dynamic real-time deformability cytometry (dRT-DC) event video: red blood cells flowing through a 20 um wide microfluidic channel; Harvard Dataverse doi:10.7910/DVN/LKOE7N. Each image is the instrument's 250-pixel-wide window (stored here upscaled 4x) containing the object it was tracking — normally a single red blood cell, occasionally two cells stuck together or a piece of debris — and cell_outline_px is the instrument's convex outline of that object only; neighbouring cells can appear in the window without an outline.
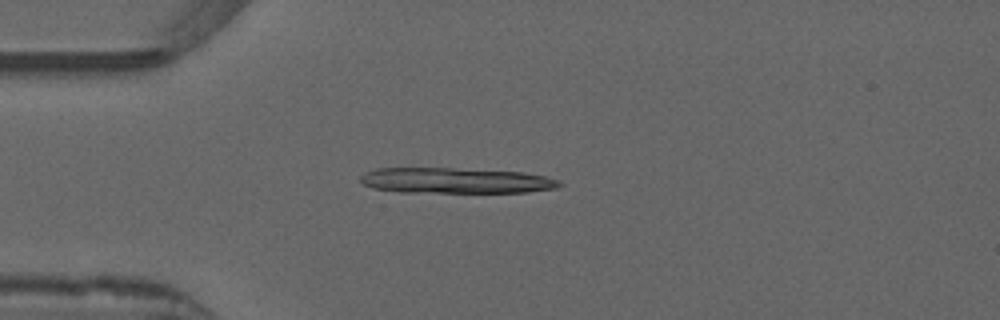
{"species": "common noctule bat (a hibernating species)", "species_latin": "Nyctalus noctula", "temperature_condition": "warm", "stored_images_in_passage": 34, "camera_frame_rate_fps": 3000, "um_per_image_px": 0.085, "animal": {"sex": "male", "forearm_length_mm": 52.5}, "frame": {"image": 1, "passage_image": 1, "time_ms": 0.0, "image_size_px": [1000, 320], "cell_outline_px": [[564, 184], [556, 188], [528, 192], [400, 192], [372, 188], [364, 184], [360, 180], [360, 176], [376, 168], [452, 168], [524, 172], [544, 176], [560, 180]], "centroid_in_image_um": [38.76, 15.35], "position_along_channel_um": 46.2, "area_um2": 29.65}, "authors_computed_cell_mechanics": {"area_um2": 17.4267, "velocity_mm_per_s": 3.8888, "shape_relaxation_time_tau1_ms": 10.0131, "shape_relaxation_time_tau2_ms": 10.9085, "deformation_change_tau1": 0.2691, "deformation_change_tau2": 0.2808}}